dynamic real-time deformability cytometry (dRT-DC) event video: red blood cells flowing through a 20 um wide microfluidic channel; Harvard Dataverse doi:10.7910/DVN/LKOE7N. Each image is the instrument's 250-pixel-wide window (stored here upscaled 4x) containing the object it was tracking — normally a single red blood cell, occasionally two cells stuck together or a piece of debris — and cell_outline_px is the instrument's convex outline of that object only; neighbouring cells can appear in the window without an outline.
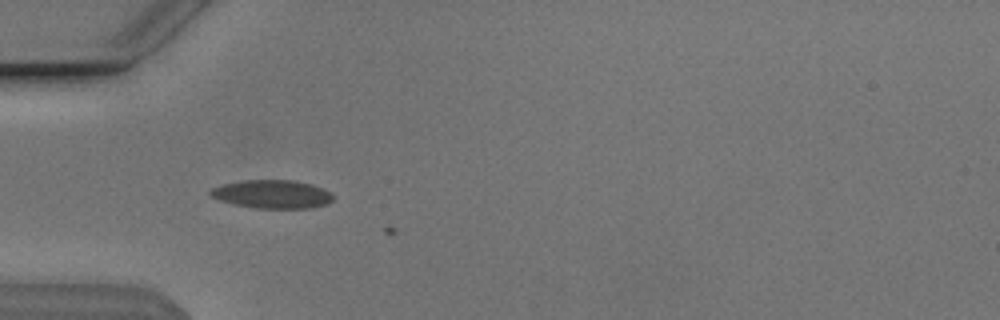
{"species": "Egyptian fruit bat (a non-hibernating species)", "species_latin": "Rousettus aegyptiacus", "temperature_condition": "cold", "stored_images_in_passage": 3, "camera_frame_rate_fps": 3000, "um_per_image_px": 0.085, "animal": {"sex": "male"}, "frame": {"image": 1, "passage_image": 2, "time_ms": 0.333, "image_size_px": [1000, 320], "cell_outline_px": [[336, 196], [332, 200], [324, 204], [312, 208], [256, 208], [232, 204], [220, 200], [212, 196], [208, 192], [212, 188], [220, 184], [240, 180], [292, 180], [312, 184]], "centroid_in_image_um": [23.09, 16.5], "position_along_channel_um": 61.9, "area_um2": 20.29}}